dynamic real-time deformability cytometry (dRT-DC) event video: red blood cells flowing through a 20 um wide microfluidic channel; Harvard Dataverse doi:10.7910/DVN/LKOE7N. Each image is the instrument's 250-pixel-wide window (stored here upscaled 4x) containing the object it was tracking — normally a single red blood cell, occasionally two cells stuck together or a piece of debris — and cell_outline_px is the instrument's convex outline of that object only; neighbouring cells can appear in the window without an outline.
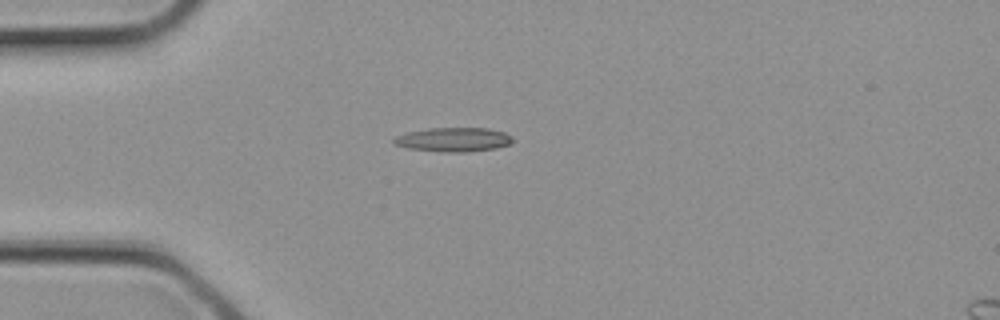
{"species": "common noctule bat (a hibernating species)", "species_latin": "Nyctalus noctula", "temperature_condition": "cold", "stored_images_in_passage": 4, "camera_frame_rate_fps": 3000, "um_per_image_px": 0.085, "animal": {"sex": "female", "body_mass_g": 21.9}, "frame": {"image": 1, "passage_image": 3, "time_ms": 0.667, "image_size_px": [1000, 320], "cell_outline_px": [[516, 140], [508, 144], [496, 148], [464, 152], [440, 152], [408, 148], [392, 144], [392, 140], [396, 136], [408, 132], [428, 128], [488, 128], [504, 132], [512, 136]], "centroid_in_image_um": [38.54, 11.86], "position_along_channel_um": 46.5, "area_um2": 16.82}}